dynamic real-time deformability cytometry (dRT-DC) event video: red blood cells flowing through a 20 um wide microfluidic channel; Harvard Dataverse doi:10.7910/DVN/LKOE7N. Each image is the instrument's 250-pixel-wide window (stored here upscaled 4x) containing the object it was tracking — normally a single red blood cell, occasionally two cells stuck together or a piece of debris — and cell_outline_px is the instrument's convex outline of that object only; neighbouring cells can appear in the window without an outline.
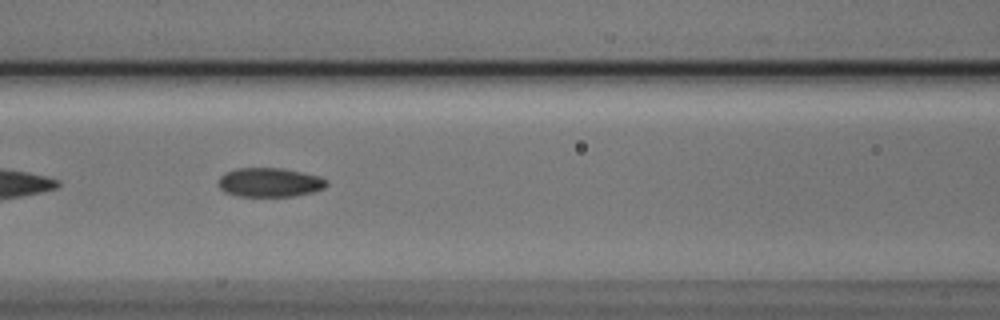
{"species": "Egyptian fruit bat (a non-hibernating species)", "species_latin": "Rousettus aegyptiacus", "temperature_condition": "cold", "stored_images_in_passage": 10, "segment_of_instrument_passage": [2, 2], "camera_frame_rate_fps": 3000, "um_per_image_px": 0.085, "animal": {"sex": "male"}, "frame": {"image": 1, "passage_image": 7, "time_ms": 2.0, "image_size_px": [1000, 320], "cell_outline_px": [[328, 184], [324, 188], [312, 192], [292, 196], [236, 196], [224, 192], [216, 184], [220, 176], [224, 172], [236, 168], [280, 168], [320, 176], [328, 180]], "centroid_in_image_um": [22.88, 15.5], "position_along_channel_um": 143.7, "area_um2": 18.5}}
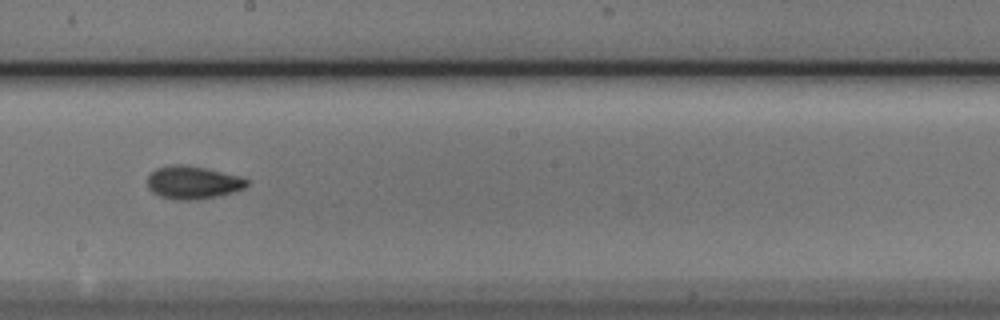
{"frame": {"image": 2, "passage_image": 9, "time_ms": 2.667, "image_size_px": [1000, 320], "cell_outline_px": [[248, 184], [244, 188], [232, 192], [216, 196], [196, 200], [176, 200], [160, 196], [152, 192], [148, 188], [148, 176], [156, 168], [172, 164], [184, 164], [204, 168], [240, 176], [248, 180]], "centroid_in_image_um": [16.37, 15.51], "position_along_channel_um": 231.8, "area_um2": 19.02}}
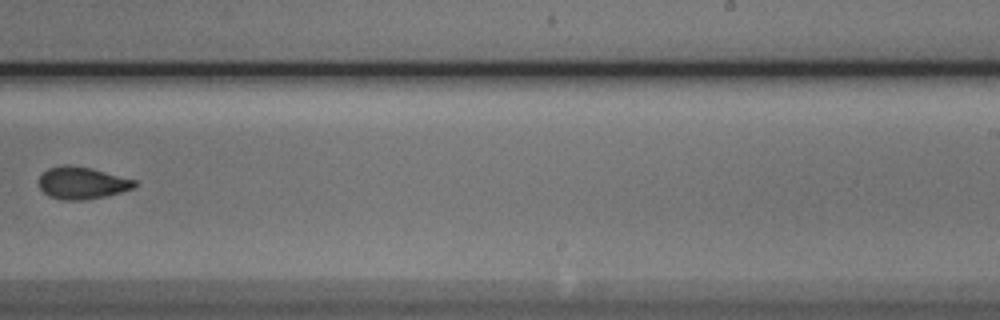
{"frame": {"image": 3, "passage_image": 10, "time_ms": 3.0, "image_size_px": [1000, 320], "cell_outline_px": [[136, 184], [132, 188], [120, 192], [88, 200], [60, 200], [48, 196], [40, 188], [40, 176], [48, 168], [64, 164], [72, 164], [92, 168], [136, 180]], "centroid_in_image_um": [6.95, 15.54], "position_along_channel_um": 282.0, "area_um2": 17.98}}